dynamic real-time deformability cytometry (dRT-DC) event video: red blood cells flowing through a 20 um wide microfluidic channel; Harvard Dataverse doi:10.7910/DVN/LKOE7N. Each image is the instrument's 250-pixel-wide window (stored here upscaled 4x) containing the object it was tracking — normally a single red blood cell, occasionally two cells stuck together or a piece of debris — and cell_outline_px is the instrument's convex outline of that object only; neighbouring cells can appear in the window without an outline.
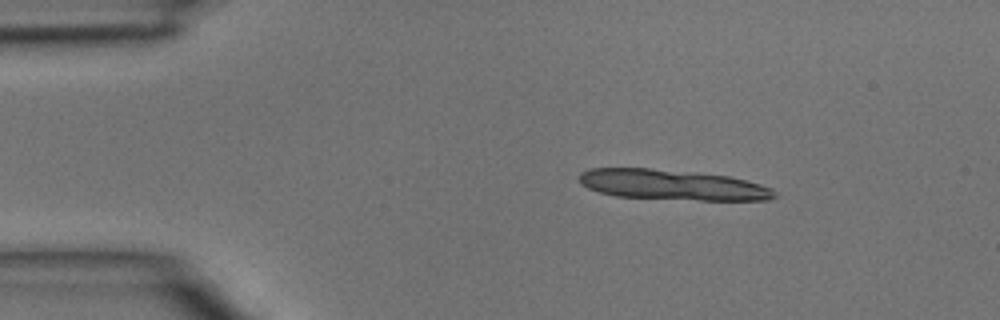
{"species": "common noctule bat (a hibernating species)", "species_latin": "Nyctalus noctula", "temperature_condition": "room temperature", "stored_images_in_passage": 4, "segment_of_instrument_passage": [1, 2], "camera_frame_rate_fps": 3000, "um_per_image_px": 0.085, "animal": {"sex": "male", "body_mass_g": 15.6}, "frame": {"image": 1, "passage_image": 1, "time_ms": 0.0, "image_size_px": [1000, 320], "cell_outline_px": [[776, 196], [768, 200], [700, 200], [616, 196], [600, 192], [588, 188], [580, 184], [580, 172], [588, 168], [652, 168], [692, 172], [728, 176], [760, 184], [772, 188]], "centroid_in_image_um": [57.12, 15.7], "position_along_channel_um": 27.9, "area_um2": 34.33}}